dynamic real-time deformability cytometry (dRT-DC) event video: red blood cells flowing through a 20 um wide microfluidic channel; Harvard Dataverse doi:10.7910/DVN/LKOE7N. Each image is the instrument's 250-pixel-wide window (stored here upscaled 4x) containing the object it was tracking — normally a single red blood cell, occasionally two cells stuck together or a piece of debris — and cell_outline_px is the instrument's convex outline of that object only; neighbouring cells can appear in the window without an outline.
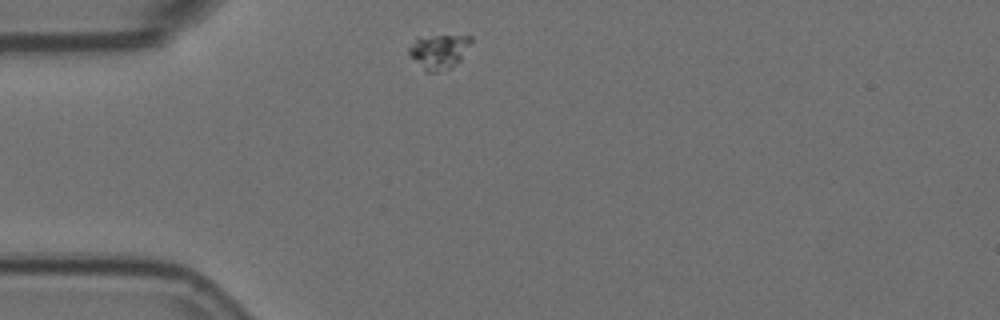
{"species": "Egyptian fruit bat (a non-hibernating species)", "species_latin": "Rousettus aegyptiacus", "temperature_condition": "room temperature", "stored_images_in_passage": 44, "camera_frame_rate_fps": 3000, "um_per_image_px": 0.085, "animal": {"sex": "female"}, "frame": {"image": 1, "passage_image": 1, "time_ms": 0.0, "image_size_px": [1000, 320], "cell_outline_px": [[472, 40], [460, 60], [452, 68], [436, 72], [424, 72], [408, 52], [408, 48], [416, 36], [472, 36]], "centroid_in_image_um": [37.27, 4.38], "position_along_channel_um": 47.7, "area_um2": 12.54}}
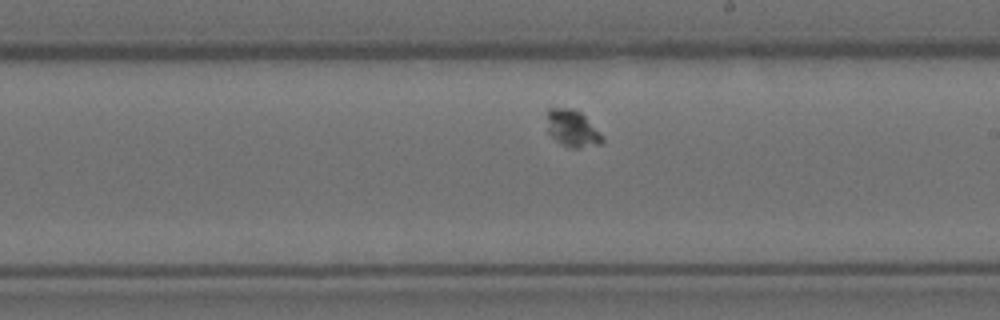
{"frame": {"image": 2, "passage_image": 19, "time_ms": 6.0, "image_size_px": [1000, 320], "cell_outline_px": [[604, 140], [600, 144], [576, 148], [572, 148], [560, 144], [548, 132], [548, 108], [568, 108], [580, 112], [604, 136]], "centroid_in_image_um": [48.66, 10.93], "position_along_channel_um": 240.3, "area_um2": 11.68}}
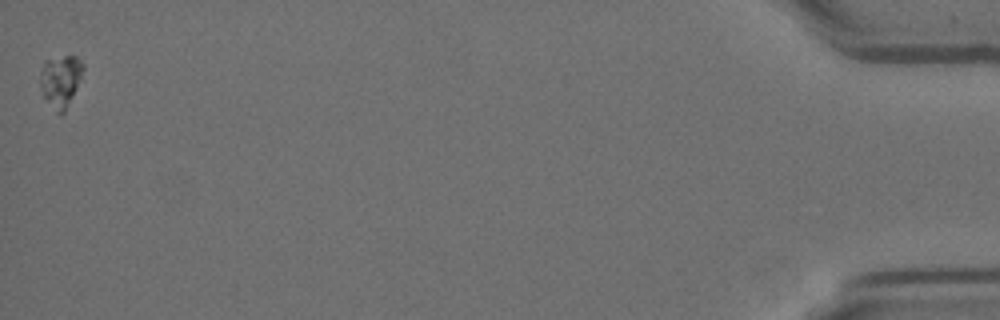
{"frame": {"image": 3, "passage_image": 44, "time_ms": 14.333, "image_size_px": [1000, 320], "cell_outline_px": [[84, 68], [72, 96], [64, 112], [60, 116], [56, 112], [44, 96], [40, 88], [40, 72], [44, 60], [64, 56], [76, 56], [84, 64]], "centroid_in_image_um": [5.13, 6.85], "position_along_channel_um": 430.1, "area_um2": 12.77}}